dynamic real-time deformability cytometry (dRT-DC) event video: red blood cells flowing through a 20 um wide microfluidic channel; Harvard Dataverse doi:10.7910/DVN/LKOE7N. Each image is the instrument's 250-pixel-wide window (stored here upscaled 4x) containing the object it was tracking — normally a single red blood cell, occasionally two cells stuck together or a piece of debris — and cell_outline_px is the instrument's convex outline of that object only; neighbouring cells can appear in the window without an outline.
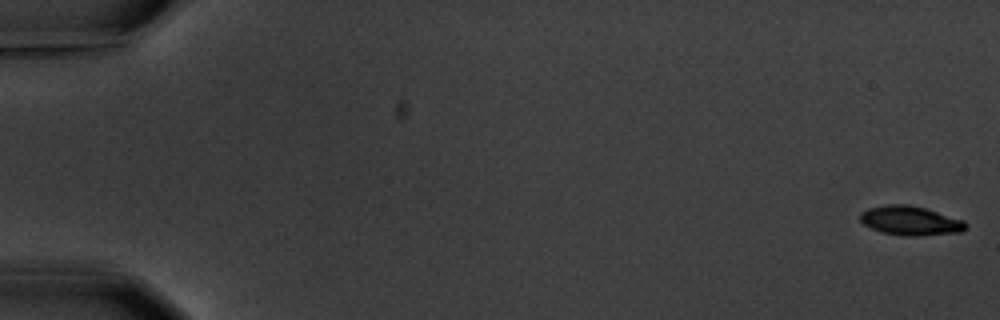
{"species": "common noctule bat (a hibernating species)", "species_latin": "Nyctalus noctula", "temperature_condition": "warm", "stored_images_in_passage": 7, "camera_frame_rate_fps": 3000, "um_per_image_px": 0.085, "animal": {"sex": "male", "body_mass_g": 20.1, "forearm_length_mm": 53.5}, "frame": {"image": 1, "passage_image": 1, "time_ms": 0.0, "image_size_px": [1000, 320], "cell_outline_px": [[968, 224], [964, 232], [916, 236], [908, 236], [880, 232], [864, 224], [860, 220], [860, 212], [868, 208], [884, 204], [908, 204], [924, 208], [964, 220]], "centroid_in_image_um": [77.39, 18.76], "position_along_channel_um": 7.6, "area_um2": 18.09}}
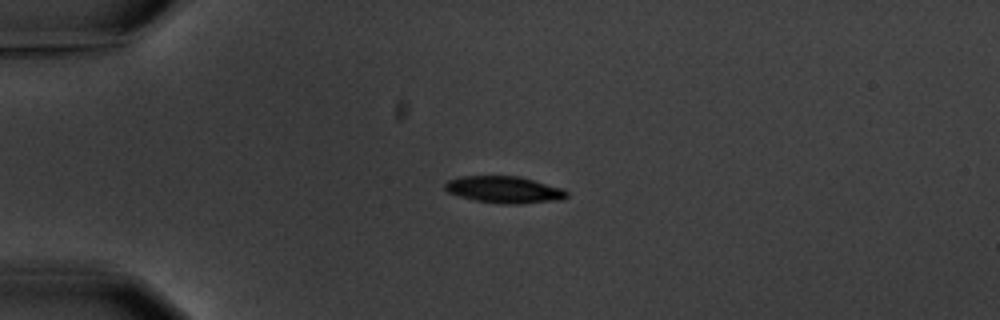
{"frame": {"image": 2, "passage_image": 5, "time_ms": 4.667, "image_size_px": [1000, 320], "cell_outline_px": [[568, 196], [564, 200], [516, 204], [504, 204], [476, 200], [460, 196], [448, 192], [444, 188], [444, 184], [448, 180], [460, 176], [520, 176], [564, 188], [568, 192]], "centroid_in_image_um": [42.91, 16.11], "position_along_channel_um": 42.1, "area_um2": 19.19}}
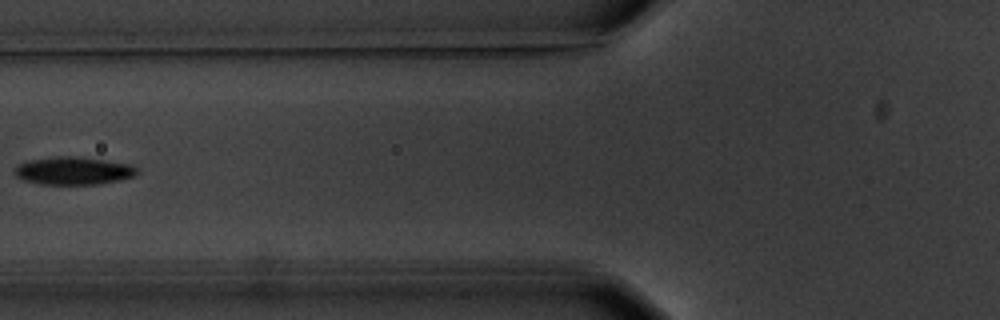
{"frame": {"image": 3, "passage_image": 7, "time_ms": 7.667, "image_size_px": [1000, 320], "cell_outline_px": [[140, 168], [132, 176], [120, 180], [96, 184], [40, 184], [24, 180], [16, 176], [16, 168], [20, 164], [28, 160], [56, 156], [76, 156], [132, 164]], "centroid_in_image_um": [6.27, 14.51], "position_along_channel_um": 119.5, "area_um2": 19.71}}